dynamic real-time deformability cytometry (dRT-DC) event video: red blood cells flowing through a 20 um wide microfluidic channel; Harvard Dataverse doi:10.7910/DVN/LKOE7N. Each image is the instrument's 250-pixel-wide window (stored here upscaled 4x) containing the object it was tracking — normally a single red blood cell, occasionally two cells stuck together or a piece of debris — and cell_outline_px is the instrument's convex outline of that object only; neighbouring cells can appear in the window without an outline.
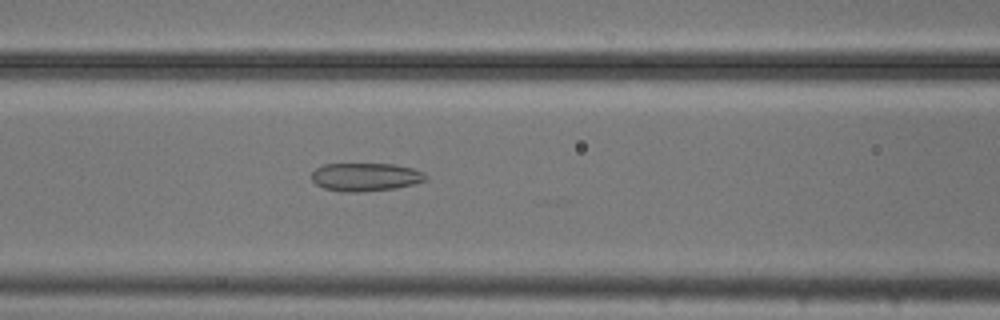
{"species": "common noctule bat (a hibernating species)", "species_latin": "Nyctalus noctula", "temperature_condition": "cold", "stored_images_in_passage": 18, "camera_frame_rate_fps": 3000, "um_per_image_px": 0.085, "animal": {"sex": "male", "body_mass_g": 20.5, "forearm_length_mm": 52.5}, "frame": {"image": 1, "passage_image": 15, "time_ms": 4.667, "image_size_px": [1000, 320], "cell_outline_px": [[428, 180], [396, 188], [360, 192], [344, 192], [324, 188], [316, 184], [312, 180], [312, 172], [316, 168], [324, 164], [392, 164], [412, 168], [424, 172], [428, 176]], "centroid_in_image_um": [31.08, 15.04], "position_along_channel_um": 135.5, "area_um2": 18.79}}